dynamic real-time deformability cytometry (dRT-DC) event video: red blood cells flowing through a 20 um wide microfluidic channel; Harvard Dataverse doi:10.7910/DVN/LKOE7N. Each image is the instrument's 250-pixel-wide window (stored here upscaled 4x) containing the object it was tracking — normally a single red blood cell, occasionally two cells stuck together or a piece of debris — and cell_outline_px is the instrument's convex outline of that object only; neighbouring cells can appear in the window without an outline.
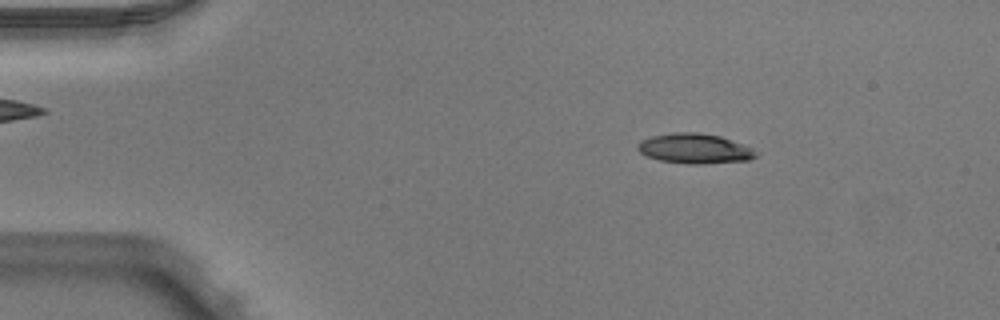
{"species": "Egyptian fruit bat (a non-hibernating species)", "species_latin": "Rousettus aegyptiacus", "temperature_condition": "warm", "stored_images_in_passage": 51, "camera_frame_rate_fps": 3000, "um_per_image_px": 0.085, "animal": {"sex": "male"}, "frame": {"image": 1, "passage_image": 8, "time_ms": 2.333, "image_size_px": [1000, 320], "cell_outline_px": [[756, 156], [748, 160], [704, 164], [688, 164], [660, 160], [648, 156], [640, 152], [636, 148], [636, 144], [640, 140], [652, 136], [672, 132], [696, 132], [720, 136], [752, 148]], "centroid_in_image_um": [58.99, 12.62], "position_along_channel_um": 26.0, "area_um2": 20.52}}
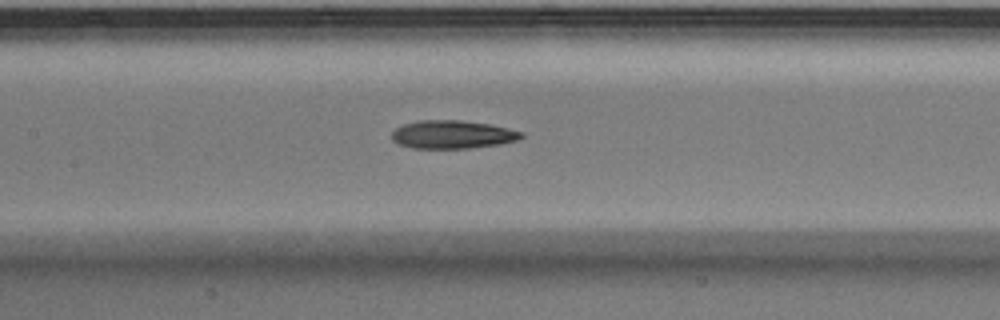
{"frame": {"image": 2, "passage_image": 24, "time_ms": 7.667, "image_size_px": [1000, 320], "cell_outline_px": [[524, 136], [516, 140], [500, 144], [468, 148], [412, 148], [400, 144], [392, 140], [392, 132], [396, 128], [404, 124], [416, 120], [460, 120], [488, 124], [508, 128], [524, 132]], "centroid_in_image_um": [38.45, 11.43], "position_along_channel_um": 168.9, "area_um2": 21.21}}
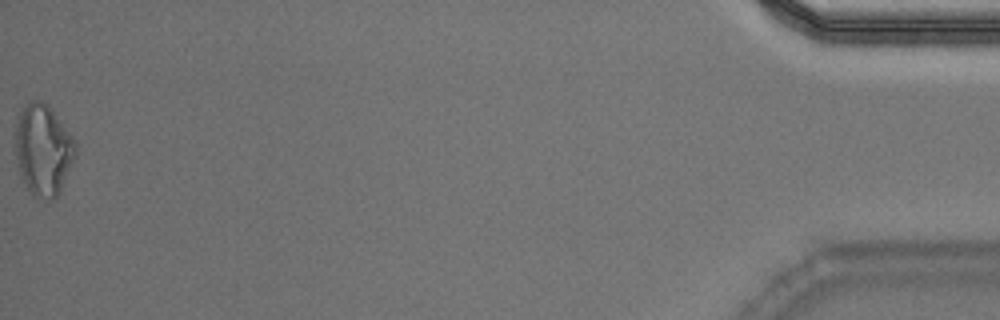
{"frame": {"image": 3, "passage_image": 51, "time_ms": 16.667, "image_size_px": [1000, 320], "cell_outline_px": [[76, 156], [60, 192], [52, 200], [48, 200], [32, 196], [20, 176], [16, 156], [16, 116], [20, 108], [32, 100], [40, 100], [48, 104], [72, 136], [76, 144]], "centroid_in_image_um": [3.66, 12.73], "position_along_channel_um": 431.5, "area_um2": 32.25}, "authors_computed_cell_mechanics": {"area_um2": 21.5016, "velocity_mm_per_s": 3.9793, "shape_relaxation_time_tau1_ms": 6.1645, "shape_relaxation_time_tau2_ms": 7.4541, "deformation_change_tau1": 0.1822, "deformation_change_tau2": 0.2047}}